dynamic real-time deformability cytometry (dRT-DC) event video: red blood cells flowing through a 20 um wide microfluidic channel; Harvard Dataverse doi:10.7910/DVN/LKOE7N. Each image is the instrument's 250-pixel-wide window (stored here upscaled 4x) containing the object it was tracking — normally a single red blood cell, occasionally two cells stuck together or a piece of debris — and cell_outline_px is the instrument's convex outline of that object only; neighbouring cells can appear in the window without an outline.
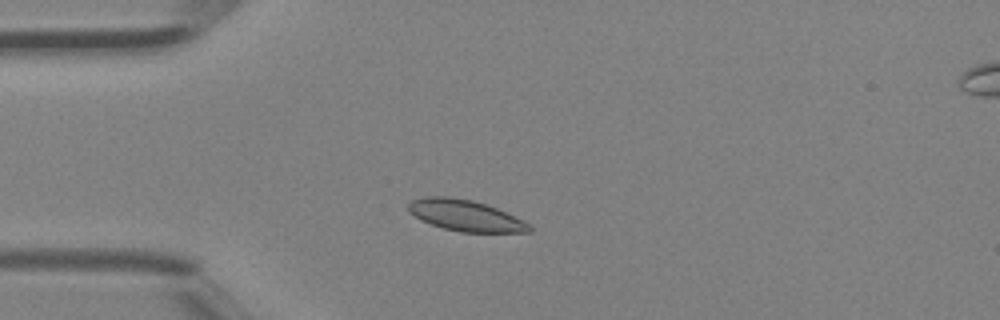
{"species": "Egyptian fruit bat (a non-hibernating species)", "species_latin": "Rousettus aegyptiacus", "temperature_condition": "room temperature", "stored_images_in_passage": 4, "camera_frame_rate_fps": 3000, "um_per_image_px": 0.085, "animal": {"sex": "female"}, "frame": {"image": 1, "passage_image": 3, "time_ms": 0.667, "image_size_px": [1000, 320], "cell_outline_px": [[532, 232], [460, 232], [444, 228], [420, 220], [408, 208], [408, 204], [412, 200], [424, 196], [448, 196], [472, 200], [496, 208], [532, 224]], "centroid_in_image_um": [39.59, 18.32], "position_along_channel_um": 45.4, "area_um2": 21.79}}